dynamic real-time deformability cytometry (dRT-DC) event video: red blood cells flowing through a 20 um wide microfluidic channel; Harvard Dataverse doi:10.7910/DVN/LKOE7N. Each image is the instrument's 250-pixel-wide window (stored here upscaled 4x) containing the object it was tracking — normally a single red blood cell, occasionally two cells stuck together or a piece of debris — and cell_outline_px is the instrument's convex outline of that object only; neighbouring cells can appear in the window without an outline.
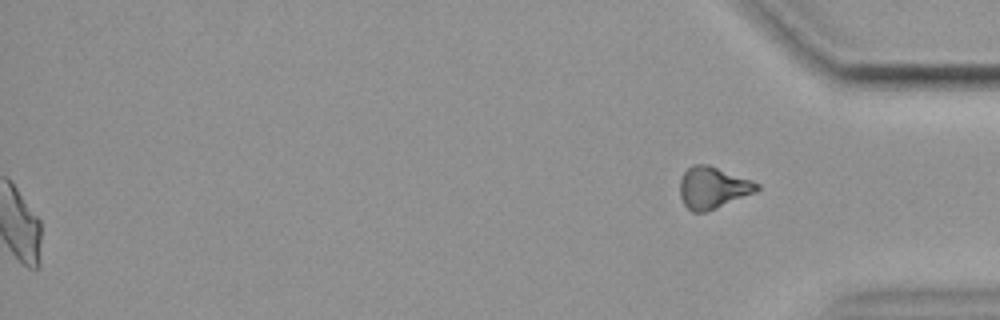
{"species": "common noctule bat (a hibernating species)", "species_latin": "Nyctalus noctula", "temperature_condition": "cold", "stored_images_in_passage": 57, "segment_of_instrument_passage": [2, 2], "camera_frame_rate_fps": 3000, "um_per_image_px": 0.085, "animal": {"sex": "female", "body_mass_g": 19.9}, "frame": {"image": 1, "passage_image": 57, "time_ms": 18.667, "image_size_px": [1000, 320], "cell_outline_px": [[760, 188], [756, 192], [704, 212], [692, 212], [684, 204], [680, 196], [680, 180], [684, 172], [692, 164], [708, 164], [752, 180], [760, 184]], "centroid_in_image_um": [60.59, 15.93], "position_along_channel_um": 374.6, "area_um2": 18.61}}